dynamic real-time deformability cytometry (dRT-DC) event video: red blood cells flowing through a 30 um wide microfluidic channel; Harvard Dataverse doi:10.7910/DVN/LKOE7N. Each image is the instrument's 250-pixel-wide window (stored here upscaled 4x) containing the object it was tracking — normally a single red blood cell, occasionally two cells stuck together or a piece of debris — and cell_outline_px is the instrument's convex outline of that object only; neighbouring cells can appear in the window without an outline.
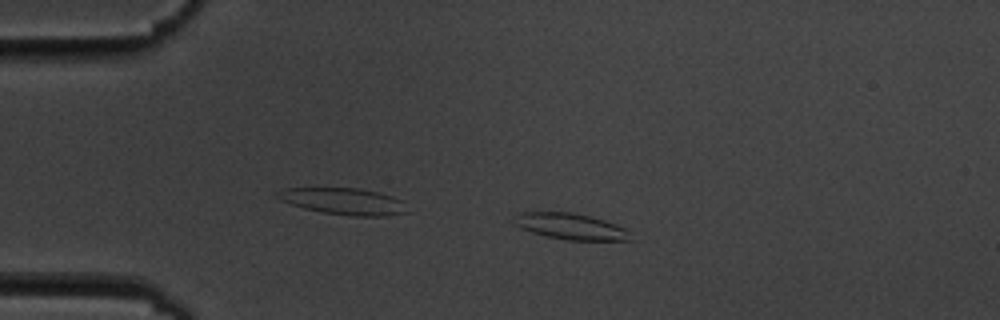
{"species": "common noctule bat (a hibernating species)", "species_latin": "Nyctalus noctula", "temperature_condition": "cold", "stored_images_in_passage": 5, "camera_frame_rate_fps": 3000, "um_per_image_px": 0.085, "animal": {"sex": "male", "body_mass_g": 19.5, "forearm_length_mm": 54.6}, "frame": {"image": 1, "passage_image": 4, "time_ms": 3.333, "image_size_px": [1000, 320], "cell_outline_px": [[636, 240], [564, 240], [532, 232], [520, 228], [512, 220], [520, 212], [572, 212], [604, 220], [616, 224], [624, 228]], "centroid_in_image_um": [48.52, 19.25], "position_along_channel_um": 36.5, "area_um2": 17.63}}